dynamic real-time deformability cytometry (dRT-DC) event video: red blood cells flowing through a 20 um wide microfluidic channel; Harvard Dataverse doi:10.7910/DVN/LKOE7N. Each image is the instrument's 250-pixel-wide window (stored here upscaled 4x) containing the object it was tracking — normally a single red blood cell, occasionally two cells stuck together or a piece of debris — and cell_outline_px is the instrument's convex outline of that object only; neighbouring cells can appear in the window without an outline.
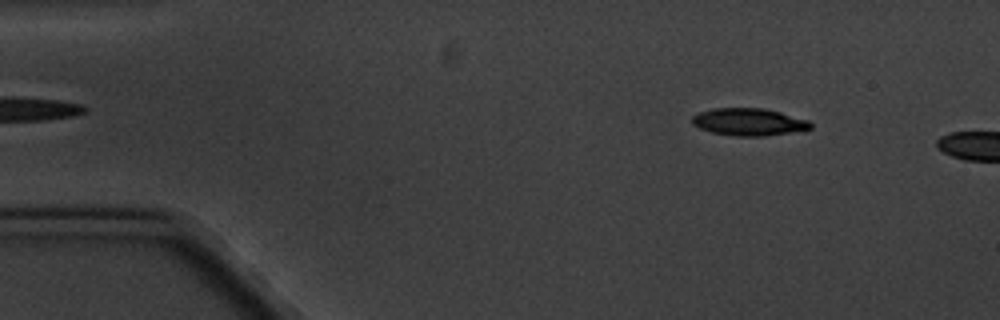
{"species": "common noctule bat (a hibernating species)", "species_latin": "Nyctalus noctula", "temperature_condition": "cold", "stored_images_in_passage": 4, "camera_frame_rate_fps": 3000, "um_per_image_px": 0.085, "animal": {"sex": "male", "body_mass_g": 20.1, "forearm_length_mm": 53.5}, "frame": {"image": 1, "passage_image": 2, "time_ms": 1.333, "image_size_px": [1000, 320], "cell_outline_px": [[812, 128], [764, 136], [736, 136], [712, 132], [700, 128], [692, 124], [692, 116], [700, 112], [712, 108], [764, 108], [780, 112], [808, 120], [812, 124]], "centroid_in_image_um": [63.62, 10.35], "position_along_channel_um": 21.4, "area_um2": 18.67}}